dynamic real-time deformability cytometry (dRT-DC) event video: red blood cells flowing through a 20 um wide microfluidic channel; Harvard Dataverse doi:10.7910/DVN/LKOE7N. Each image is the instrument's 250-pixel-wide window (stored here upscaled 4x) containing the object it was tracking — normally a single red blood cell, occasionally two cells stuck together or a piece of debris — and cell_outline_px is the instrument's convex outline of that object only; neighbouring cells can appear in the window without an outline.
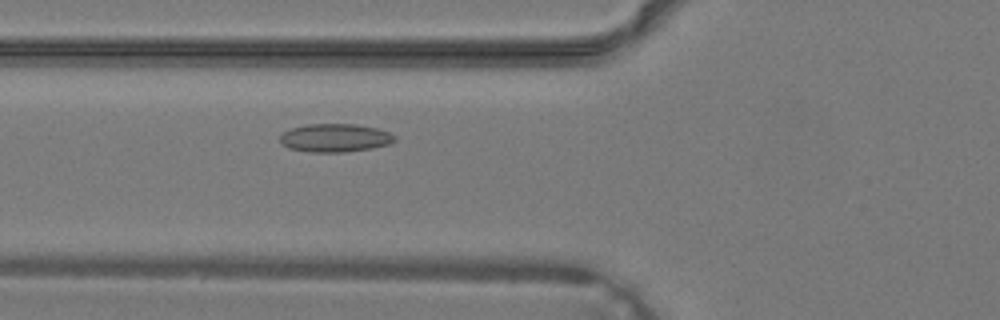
{"species": "common noctule bat (a hibernating species)", "species_latin": "Nyctalus noctula", "temperature_condition": "warm", "stored_images_in_passage": 29, "camera_frame_rate_fps": 3000, "um_per_image_px": 0.085, "animal": {"sex": "male", "body_mass_g": 19.2, "forearm_length_mm": 51.8}, "frame": {"image": 1, "passage_image": 6, "time_ms": 1.667, "image_size_px": [1000, 320], "cell_outline_px": [[396, 140], [392, 144], [372, 148], [344, 152], [308, 152], [288, 148], [280, 140], [280, 132], [288, 128], [308, 124], [356, 124], [376, 128], [388, 132], [396, 136]], "centroid_in_image_um": [28.46, 11.72], "position_along_channel_um": 97.3, "area_um2": 19.13}}
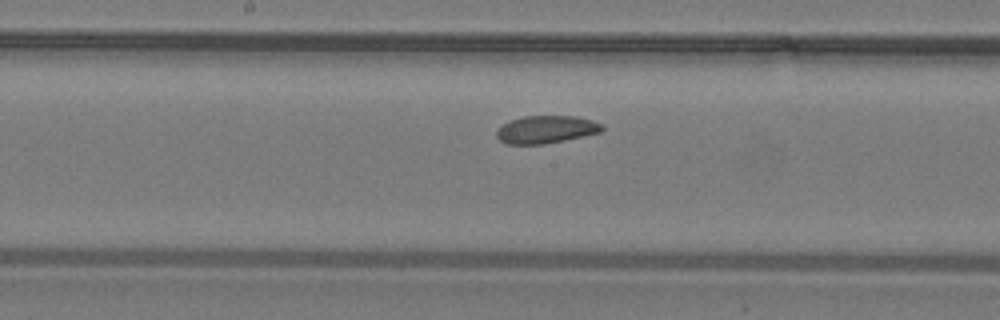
{"frame": {"image": 2, "passage_image": 12, "time_ms": 3.667, "image_size_px": [1000, 320], "cell_outline_px": [[604, 132], [544, 144], [504, 144], [496, 136], [496, 132], [504, 124], [512, 120], [524, 116], [576, 116], [592, 120], [604, 124]], "centroid_in_image_um": [46.48, 11.01], "position_along_channel_um": 201.7, "area_um2": 17.05}}
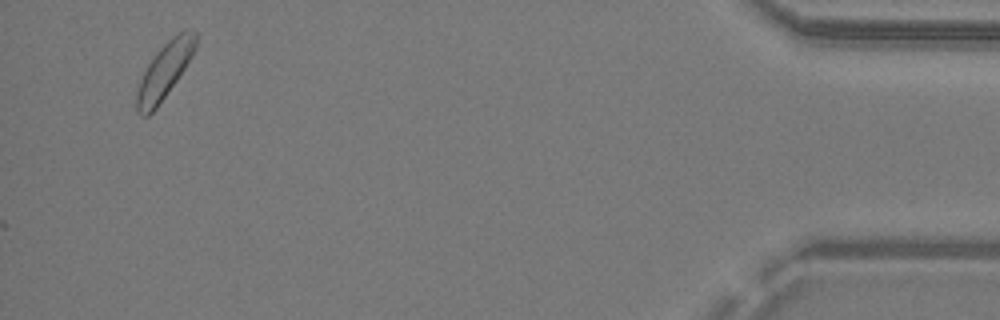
{"frame": {"image": 3, "passage_image": 29, "time_ms": 9.333, "image_size_px": [1000, 320], "cell_outline_px": [[196, 48], [184, 68], [176, 80], [156, 108], [148, 116], [140, 116], [136, 108], [136, 92], [140, 80], [148, 64], [156, 52], [172, 36], [184, 28], [192, 28], [196, 32]], "centroid_in_image_um": [13.98, 5.98], "position_along_channel_um": 421.2, "area_um2": 18.96}}